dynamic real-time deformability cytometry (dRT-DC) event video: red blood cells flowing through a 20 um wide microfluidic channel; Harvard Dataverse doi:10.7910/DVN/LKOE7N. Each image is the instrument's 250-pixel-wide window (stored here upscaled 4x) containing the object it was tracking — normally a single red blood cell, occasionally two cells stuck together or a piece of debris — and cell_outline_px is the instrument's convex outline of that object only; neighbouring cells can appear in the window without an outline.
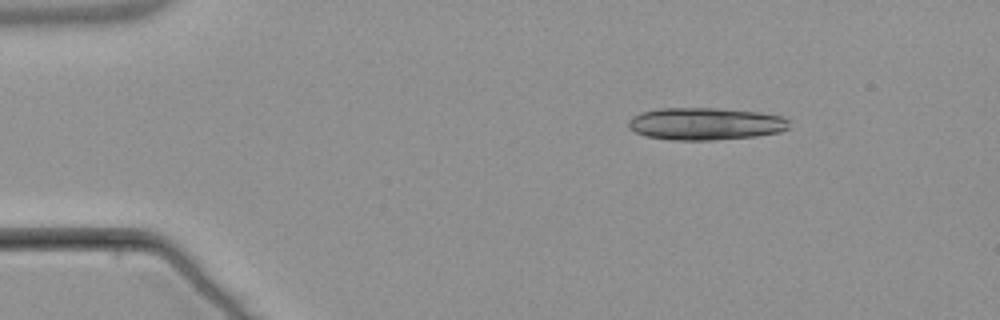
{"species": "common noctule bat (a hibernating species)", "species_latin": "Nyctalus noctula", "temperature_condition": "warm", "stored_images_in_passage": 4, "camera_frame_rate_fps": 3000, "um_per_image_px": 0.085, "animal": {"sex": "male", "body_mass_g": 21.5, "forearm_length_mm": 52.0}, "frame": {"image": 1, "passage_image": 2, "time_ms": 2.0, "image_size_px": [1000, 320], "cell_outline_px": [[788, 128], [780, 132], [756, 136], [712, 140], [668, 140], [644, 136], [628, 128], [628, 120], [632, 116], [640, 112], [660, 108], [720, 108], [760, 112], [784, 116], [788, 120]], "centroid_in_image_um": [59.93, 10.52], "position_along_channel_um": 25.1, "area_um2": 30.63}}